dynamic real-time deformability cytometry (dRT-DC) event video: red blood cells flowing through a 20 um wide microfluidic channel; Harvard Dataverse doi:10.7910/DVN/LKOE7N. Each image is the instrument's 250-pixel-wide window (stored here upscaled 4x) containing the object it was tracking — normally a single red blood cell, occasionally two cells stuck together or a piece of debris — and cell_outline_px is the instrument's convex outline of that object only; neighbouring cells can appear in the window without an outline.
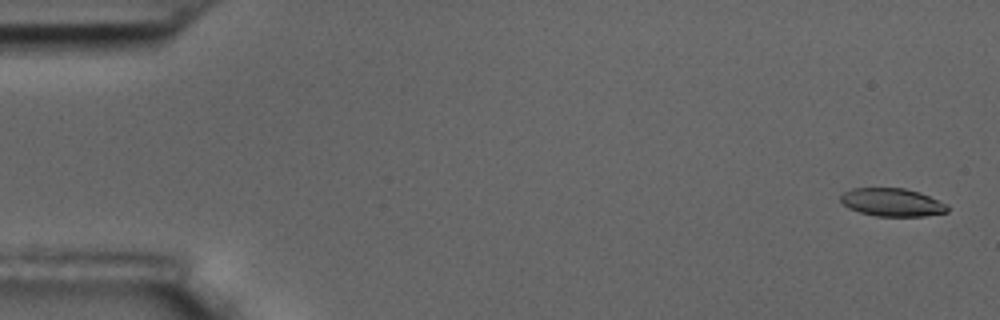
{"species": "common noctule bat (a hibernating species)", "species_latin": "Nyctalus noctula", "temperature_condition": "room temperature", "stored_images_in_passage": 17, "camera_frame_rate_fps": 3000, "um_per_image_px": 0.085, "animal": {"sex": "male", "body_mass_g": 17.5, "forearm_length_mm": 52.3}, "frame": {"image": 1, "passage_image": 2, "time_ms": 0.333, "image_size_px": [1000, 320], "cell_outline_px": [[948, 212], [924, 216], [876, 216], [860, 212], [848, 208], [840, 200], [840, 196], [844, 192], [852, 188], [904, 188], [920, 192], [948, 204]], "centroid_in_image_um": [75.84, 17.19], "position_along_channel_um": 9.2, "area_um2": 17.51}}
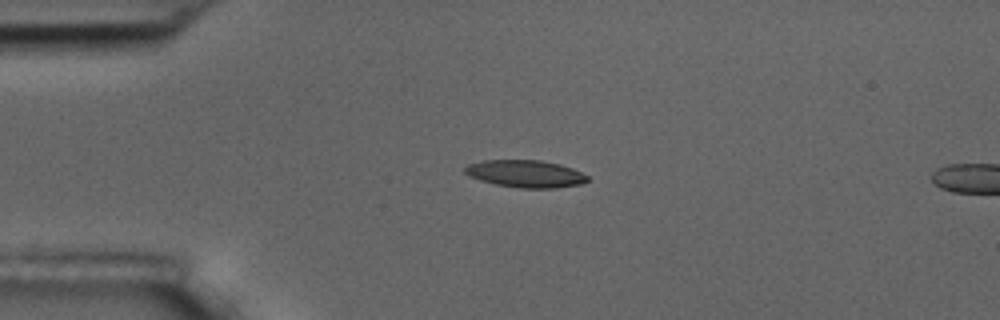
{"frame": {"image": 2, "passage_image": 14, "time_ms": 4.333, "image_size_px": [1000, 320], "cell_outline_px": [[588, 180], [580, 184], [556, 188], [520, 188], [496, 184], [480, 180], [468, 176], [464, 172], [464, 168], [468, 164], [480, 160], [540, 160], [560, 164], [572, 168], [588, 176]], "centroid_in_image_um": [44.63, 14.76], "position_along_channel_um": 40.4, "area_um2": 19.54}}